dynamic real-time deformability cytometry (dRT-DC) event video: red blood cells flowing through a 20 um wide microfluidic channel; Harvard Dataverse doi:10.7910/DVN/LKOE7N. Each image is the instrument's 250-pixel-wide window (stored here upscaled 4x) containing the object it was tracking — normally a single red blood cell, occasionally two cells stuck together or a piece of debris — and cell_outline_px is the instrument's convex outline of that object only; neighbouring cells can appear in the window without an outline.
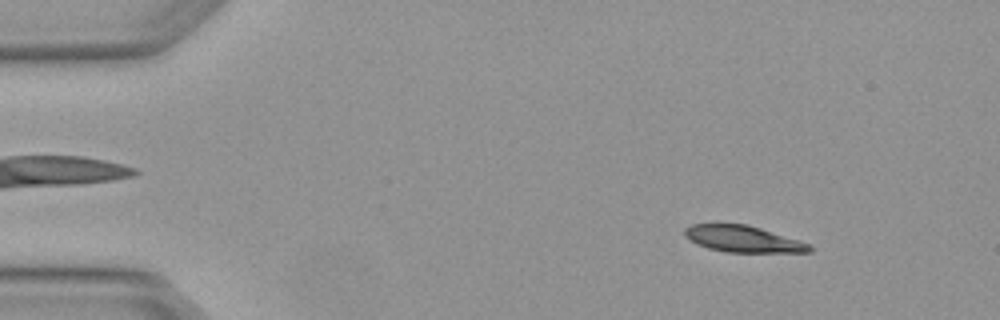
{"species": "Egyptian fruit bat (a non-hibernating species)", "species_latin": "Rousettus aegyptiacus", "temperature_condition": "warm", "stored_images_in_passage": 3, "camera_frame_rate_fps": 3000, "um_per_image_px": 0.085, "animal": {"sex": "female"}, "frame": {"image": 1, "passage_image": 1, "time_ms": 0.0, "image_size_px": [1000, 320], "cell_outline_px": [[812, 252], [728, 252], [708, 248], [684, 236], [684, 228], [692, 224], [748, 224], [800, 240], [808, 244], [812, 248]], "centroid_in_image_um": [63.17, 20.3], "position_along_channel_um": 21.8, "area_um2": 19.07}}